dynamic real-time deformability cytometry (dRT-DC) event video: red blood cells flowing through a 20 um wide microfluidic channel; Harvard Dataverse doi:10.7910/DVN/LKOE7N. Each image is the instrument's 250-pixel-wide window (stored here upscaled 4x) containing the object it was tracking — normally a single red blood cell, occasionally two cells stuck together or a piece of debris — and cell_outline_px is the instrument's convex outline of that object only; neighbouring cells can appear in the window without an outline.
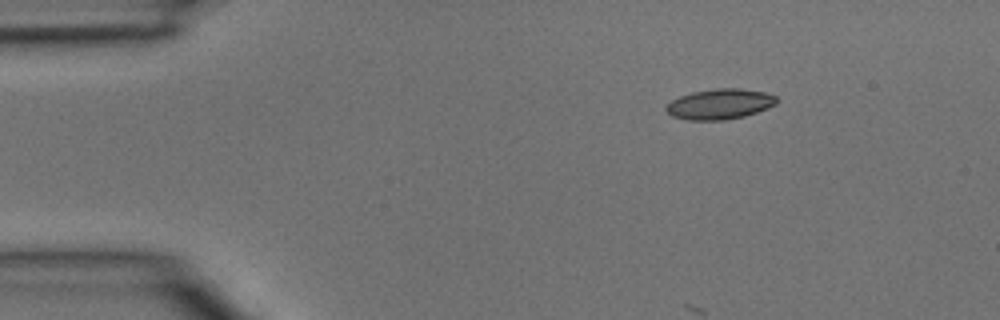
{"species": "common noctule bat (a hibernating species)", "species_latin": "Nyctalus noctula", "temperature_condition": "room temperature", "stored_images_in_passage": 5, "camera_frame_rate_fps": 3000, "um_per_image_px": 0.085, "animal": {"sex": "male", "body_mass_g": 15.6}, "frame": {"image": 1, "passage_image": 2, "time_ms": 0.333, "image_size_px": [1000, 320], "cell_outline_px": [[780, 100], [776, 104], [756, 112], [744, 116], [724, 120], [688, 120], [672, 116], [664, 108], [672, 100], [680, 96], [692, 92], [716, 88], [740, 88], [764, 92], [776, 96]], "centroid_in_image_um": [61.19, 8.84], "position_along_channel_um": 23.8, "area_um2": 19.54}}
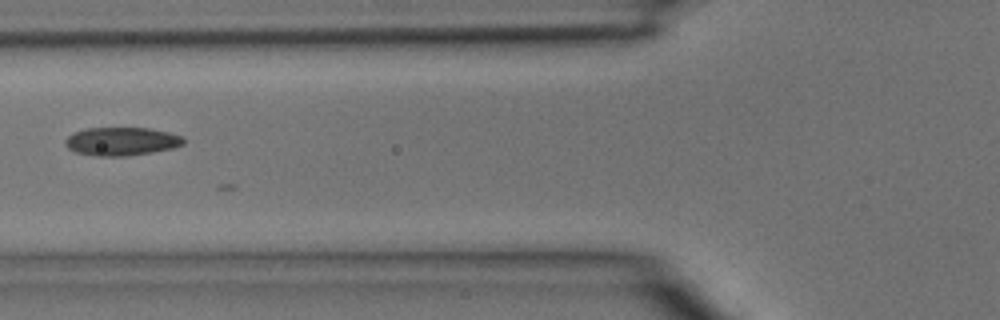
{"frame": {"image": 2, "passage_image": 5, "time_ms": 1.333, "image_size_px": [1000, 320], "cell_outline_px": [[184, 144], [172, 148], [152, 152], [128, 156], [96, 156], [76, 152], [68, 148], [64, 144], [64, 140], [72, 132], [88, 128], [148, 128], [168, 132], [184, 136]], "centroid_in_image_um": [10.32, 12.01], "position_along_channel_um": 115.5, "area_um2": 19.59}}